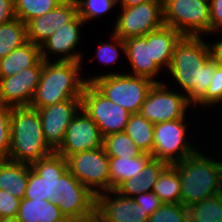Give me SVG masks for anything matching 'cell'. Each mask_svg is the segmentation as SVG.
Here are the masks:
<instances>
[{
	"label": "cell",
	"instance_id": "6da1fadb",
	"mask_svg": "<svg viewBox=\"0 0 222 222\" xmlns=\"http://www.w3.org/2000/svg\"><path fill=\"white\" fill-rule=\"evenodd\" d=\"M204 37L183 36L176 44L168 75L194 106L206 93L215 72L210 42ZM175 82H174V81Z\"/></svg>",
	"mask_w": 222,
	"mask_h": 222
},
{
	"label": "cell",
	"instance_id": "7a4b0ae2",
	"mask_svg": "<svg viewBox=\"0 0 222 222\" xmlns=\"http://www.w3.org/2000/svg\"><path fill=\"white\" fill-rule=\"evenodd\" d=\"M204 148L173 164L180 177L181 203L185 207L222 192V159L204 153L208 149Z\"/></svg>",
	"mask_w": 222,
	"mask_h": 222
},
{
	"label": "cell",
	"instance_id": "3957f363",
	"mask_svg": "<svg viewBox=\"0 0 222 222\" xmlns=\"http://www.w3.org/2000/svg\"><path fill=\"white\" fill-rule=\"evenodd\" d=\"M83 65L75 61L43 60L39 83L30 107L39 109L66 100H81L86 84L81 74Z\"/></svg>",
	"mask_w": 222,
	"mask_h": 222
},
{
	"label": "cell",
	"instance_id": "277c9868",
	"mask_svg": "<svg viewBox=\"0 0 222 222\" xmlns=\"http://www.w3.org/2000/svg\"><path fill=\"white\" fill-rule=\"evenodd\" d=\"M53 152L44 139L38 110L12 107L8 159L31 165Z\"/></svg>",
	"mask_w": 222,
	"mask_h": 222
},
{
	"label": "cell",
	"instance_id": "5b68a950",
	"mask_svg": "<svg viewBox=\"0 0 222 222\" xmlns=\"http://www.w3.org/2000/svg\"><path fill=\"white\" fill-rule=\"evenodd\" d=\"M109 71V72H108ZM85 77L101 94L115 104L120 105L131 114L139 113L149 91L155 84L153 81L139 76H132L125 71H112ZM107 72V73H106Z\"/></svg>",
	"mask_w": 222,
	"mask_h": 222
},
{
	"label": "cell",
	"instance_id": "8992f818",
	"mask_svg": "<svg viewBox=\"0 0 222 222\" xmlns=\"http://www.w3.org/2000/svg\"><path fill=\"white\" fill-rule=\"evenodd\" d=\"M163 22L183 36L209 37L211 35L209 0H163Z\"/></svg>",
	"mask_w": 222,
	"mask_h": 222
},
{
	"label": "cell",
	"instance_id": "52a82bcc",
	"mask_svg": "<svg viewBox=\"0 0 222 222\" xmlns=\"http://www.w3.org/2000/svg\"><path fill=\"white\" fill-rule=\"evenodd\" d=\"M187 122V119H177L154 124L153 151L151 154L153 158L172 165L183 161L201 149L199 146L196 148L195 143H192L194 139L188 138L189 132H192V130L188 131L192 124Z\"/></svg>",
	"mask_w": 222,
	"mask_h": 222
},
{
	"label": "cell",
	"instance_id": "ba28073f",
	"mask_svg": "<svg viewBox=\"0 0 222 222\" xmlns=\"http://www.w3.org/2000/svg\"><path fill=\"white\" fill-rule=\"evenodd\" d=\"M70 222H94L96 196L66 170L57 180L52 201Z\"/></svg>",
	"mask_w": 222,
	"mask_h": 222
},
{
	"label": "cell",
	"instance_id": "9c48e42d",
	"mask_svg": "<svg viewBox=\"0 0 222 222\" xmlns=\"http://www.w3.org/2000/svg\"><path fill=\"white\" fill-rule=\"evenodd\" d=\"M172 86L167 82L155 83L139 114L153 124L187 119L190 116L188 109L193 106L187 101L185 94L173 88L170 89Z\"/></svg>",
	"mask_w": 222,
	"mask_h": 222
},
{
	"label": "cell",
	"instance_id": "30bf717a",
	"mask_svg": "<svg viewBox=\"0 0 222 222\" xmlns=\"http://www.w3.org/2000/svg\"><path fill=\"white\" fill-rule=\"evenodd\" d=\"M111 32L122 40L142 37L161 28L163 22V1H149L132 7H118Z\"/></svg>",
	"mask_w": 222,
	"mask_h": 222
},
{
	"label": "cell",
	"instance_id": "8fae6325",
	"mask_svg": "<svg viewBox=\"0 0 222 222\" xmlns=\"http://www.w3.org/2000/svg\"><path fill=\"white\" fill-rule=\"evenodd\" d=\"M67 170L95 196L110 190L109 157L104 147L66 157Z\"/></svg>",
	"mask_w": 222,
	"mask_h": 222
},
{
	"label": "cell",
	"instance_id": "7c38bea8",
	"mask_svg": "<svg viewBox=\"0 0 222 222\" xmlns=\"http://www.w3.org/2000/svg\"><path fill=\"white\" fill-rule=\"evenodd\" d=\"M81 108L96 123L103 137L124 132L131 113L107 99L91 83H86Z\"/></svg>",
	"mask_w": 222,
	"mask_h": 222
},
{
	"label": "cell",
	"instance_id": "4fadbf2b",
	"mask_svg": "<svg viewBox=\"0 0 222 222\" xmlns=\"http://www.w3.org/2000/svg\"><path fill=\"white\" fill-rule=\"evenodd\" d=\"M85 22L77 15L71 22L56 30L41 46V59L44 61H75L84 59L79 44L82 41V28ZM78 49V50H76ZM57 57L55 59V57ZM52 57V58H51ZM54 58V59H53Z\"/></svg>",
	"mask_w": 222,
	"mask_h": 222
},
{
	"label": "cell",
	"instance_id": "5bb4252c",
	"mask_svg": "<svg viewBox=\"0 0 222 222\" xmlns=\"http://www.w3.org/2000/svg\"><path fill=\"white\" fill-rule=\"evenodd\" d=\"M149 215L134 198L115 189L96 195L95 222H148Z\"/></svg>",
	"mask_w": 222,
	"mask_h": 222
},
{
	"label": "cell",
	"instance_id": "9a60e30c",
	"mask_svg": "<svg viewBox=\"0 0 222 222\" xmlns=\"http://www.w3.org/2000/svg\"><path fill=\"white\" fill-rule=\"evenodd\" d=\"M104 137L96 123L81 108L66 129L65 137L56 153L66 158L75 153L103 146Z\"/></svg>",
	"mask_w": 222,
	"mask_h": 222
},
{
	"label": "cell",
	"instance_id": "2e32d148",
	"mask_svg": "<svg viewBox=\"0 0 222 222\" xmlns=\"http://www.w3.org/2000/svg\"><path fill=\"white\" fill-rule=\"evenodd\" d=\"M42 68L43 59L13 76L0 78V102L11 107L30 106Z\"/></svg>",
	"mask_w": 222,
	"mask_h": 222
},
{
	"label": "cell",
	"instance_id": "e0dca14e",
	"mask_svg": "<svg viewBox=\"0 0 222 222\" xmlns=\"http://www.w3.org/2000/svg\"><path fill=\"white\" fill-rule=\"evenodd\" d=\"M81 109V100H66L37 109L45 141L55 151L63 142L66 129Z\"/></svg>",
	"mask_w": 222,
	"mask_h": 222
},
{
	"label": "cell",
	"instance_id": "ac0fdd59",
	"mask_svg": "<svg viewBox=\"0 0 222 222\" xmlns=\"http://www.w3.org/2000/svg\"><path fill=\"white\" fill-rule=\"evenodd\" d=\"M78 15L76 0H64L55 9L31 19L27 24V39L41 46L56 30Z\"/></svg>",
	"mask_w": 222,
	"mask_h": 222
},
{
	"label": "cell",
	"instance_id": "d6986e66",
	"mask_svg": "<svg viewBox=\"0 0 222 222\" xmlns=\"http://www.w3.org/2000/svg\"><path fill=\"white\" fill-rule=\"evenodd\" d=\"M125 57L131 66L129 72H125L132 76L147 78L154 83H163V79L158 76L163 73L162 69L153 60L152 51V31L142 37H133L124 40ZM131 71V72H130ZM159 80H157V79Z\"/></svg>",
	"mask_w": 222,
	"mask_h": 222
},
{
	"label": "cell",
	"instance_id": "ffe728a7",
	"mask_svg": "<svg viewBox=\"0 0 222 222\" xmlns=\"http://www.w3.org/2000/svg\"><path fill=\"white\" fill-rule=\"evenodd\" d=\"M169 164L165 161L152 158L136 177L125 180L117 189L121 195L134 198L141 193L153 190L162 171Z\"/></svg>",
	"mask_w": 222,
	"mask_h": 222
},
{
	"label": "cell",
	"instance_id": "44dd1931",
	"mask_svg": "<svg viewBox=\"0 0 222 222\" xmlns=\"http://www.w3.org/2000/svg\"><path fill=\"white\" fill-rule=\"evenodd\" d=\"M18 222H70L52 201L23 198L17 214Z\"/></svg>",
	"mask_w": 222,
	"mask_h": 222
},
{
	"label": "cell",
	"instance_id": "7402d4cb",
	"mask_svg": "<svg viewBox=\"0 0 222 222\" xmlns=\"http://www.w3.org/2000/svg\"><path fill=\"white\" fill-rule=\"evenodd\" d=\"M29 164L0 160V190L19 199L24 198L28 184Z\"/></svg>",
	"mask_w": 222,
	"mask_h": 222
},
{
	"label": "cell",
	"instance_id": "603a6c76",
	"mask_svg": "<svg viewBox=\"0 0 222 222\" xmlns=\"http://www.w3.org/2000/svg\"><path fill=\"white\" fill-rule=\"evenodd\" d=\"M182 37L179 31L166 25L152 31L153 60L163 71H168L175 46Z\"/></svg>",
	"mask_w": 222,
	"mask_h": 222
},
{
	"label": "cell",
	"instance_id": "cb8c5ba5",
	"mask_svg": "<svg viewBox=\"0 0 222 222\" xmlns=\"http://www.w3.org/2000/svg\"><path fill=\"white\" fill-rule=\"evenodd\" d=\"M40 60V47L28 41L0 59V78L13 76L23 69L35 66Z\"/></svg>",
	"mask_w": 222,
	"mask_h": 222
},
{
	"label": "cell",
	"instance_id": "d4e9b609",
	"mask_svg": "<svg viewBox=\"0 0 222 222\" xmlns=\"http://www.w3.org/2000/svg\"><path fill=\"white\" fill-rule=\"evenodd\" d=\"M152 158L148 153L132 158L109 157L110 190H116L125 180L136 177Z\"/></svg>",
	"mask_w": 222,
	"mask_h": 222
},
{
	"label": "cell",
	"instance_id": "484cf974",
	"mask_svg": "<svg viewBox=\"0 0 222 222\" xmlns=\"http://www.w3.org/2000/svg\"><path fill=\"white\" fill-rule=\"evenodd\" d=\"M31 168L45 179L46 197L48 201L56 198L57 180L67 170L66 158L55 151L30 165Z\"/></svg>",
	"mask_w": 222,
	"mask_h": 222
},
{
	"label": "cell",
	"instance_id": "4316f807",
	"mask_svg": "<svg viewBox=\"0 0 222 222\" xmlns=\"http://www.w3.org/2000/svg\"><path fill=\"white\" fill-rule=\"evenodd\" d=\"M124 132L134 141L143 153L152 154L154 124L139 113L131 114Z\"/></svg>",
	"mask_w": 222,
	"mask_h": 222
},
{
	"label": "cell",
	"instance_id": "83f0119b",
	"mask_svg": "<svg viewBox=\"0 0 222 222\" xmlns=\"http://www.w3.org/2000/svg\"><path fill=\"white\" fill-rule=\"evenodd\" d=\"M152 191L163 203H181L180 177L173 164L162 171Z\"/></svg>",
	"mask_w": 222,
	"mask_h": 222
},
{
	"label": "cell",
	"instance_id": "f1b7e54d",
	"mask_svg": "<svg viewBox=\"0 0 222 222\" xmlns=\"http://www.w3.org/2000/svg\"><path fill=\"white\" fill-rule=\"evenodd\" d=\"M28 42L26 24L15 18L0 25V59Z\"/></svg>",
	"mask_w": 222,
	"mask_h": 222
},
{
	"label": "cell",
	"instance_id": "f546056e",
	"mask_svg": "<svg viewBox=\"0 0 222 222\" xmlns=\"http://www.w3.org/2000/svg\"><path fill=\"white\" fill-rule=\"evenodd\" d=\"M189 222H222V192L187 207Z\"/></svg>",
	"mask_w": 222,
	"mask_h": 222
},
{
	"label": "cell",
	"instance_id": "4dcf8cb0",
	"mask_svg": "<svg viewBox=\"0 0 222 222\" xmlns=\"http://www.w3.org/2000/svg\"><path fill=\"white\" fill-rule=\"evenodd\" d=\"M103 147L108 157L132 158L143 154L125 132L112 133L105 136Z\"/></svg>",
	"mask_w": 222,
	"mask_h": 222
},
{
	"label": "cell",
	"instance_id": "1f68e13d",
	"mask_svg": "<svg viewBox=\"0 0 222 222\" xmlns=\"http://www.w3.org/2000/svg\"><path fill=\"white\" fill-rule=\"evenodd\" d=\"M64 0H14L16 18L27 24L31 19L55 9Z\"/></svg>",
	"mask_w": 222,
	"mask_h": 222
},
{
	"label": "cell",
	"instance_id": "d6a6232c",
	"mask_svg": "<svg viewBox=\"0 0 222 222\" xmlns=\"http://www.w3.org/2000/svg\"><path fill=\"white\" fill-rule=\"evenodd\" d=\"M76 3L78 15L86 24L118 8V0H76Z\"/></svg>",
	"mask_w": 222,
	"mask_h": 222
},
{
	"label": "cell",
	"instance_id": "836d02e7",
	"mask_svg": "<svg viewBox=\"0 0 222 222\" xmlns=\"http://www.w3.org/2000/svg\"><path fill=\"white\" fill-rule=\"evenodd\" d=\"M110 41L98 44L96 52V59L101 62L104 66L107 65L106 68L113 67L115 62H117L120 58V54L122 53L125 55V44L124 40L110 32ZM112 65V66H111Z\"/></svg>",
	"mask_w": 222,
	"mask_h": 222
},
{
	"label": "cell",
	"instance_id": "e575fe53",
	"mask_svg": "<svg viewBox=\"0 0 222 222\" xmlns=\"http://www.w3.org/2000/svg\"><path fill=\"white\" fill-rule=\"evenodd\" d=\"M148 222H189L187 207L182 203H164L149 216Z\"/></svg>",
	"mask_w": 222,
	"mask_h": 222
},
{
	"label": "cell",
	"instance_id": "d590c367",
	"mask_svg": "<svg viewBox=\"0 0 222 222\" xmlns=\"http://www.w3.org/2000/svg\"><path fill=\"white\" fill-rule=\"evenodd\" d=\"M222 105V65L218 64L215 60V72L213 74L212 82L205 93V95L193 106L191 109L199 108L202 106L204 108H213L218 104Z\"/></svg>",
	"mask_w": 222,
	"mask_h": 222
},
{
	"label": "cell",
	"instance_id": "8d00e7d4",
	"mask_svg": "<svg viewBox=\"0 0 222 222\" xmlns=\"http://www.w3.org/2000/svg\"><path fill=\"white\" fill-rule=\"evenodd\" d=\"M12 107L0 102V160H8Z\"/></svg>",
	"mask_w": 222,
	"mask_h": 222
},
{
	"label": "cell",
	"instance_id": "74e56055",
	"mask_svg": "<svg viewBox=\"0 0 222 222\" xmlns=\"http://www.w3.org/2000/svg\"><path fill=\"white\" fill-rule=\"evenodd\" d=\"M24 198L48 201V197H46L45 179L41 178L31 168L30 165H29L28 184L25 190Z\"/></svg>",
	"mask_w": 222,
	"mask_h": 222
},
{
	"label": "cell",
	"instance_id": "f35d334b",
	"mask_svg": "<svg viewBox=\"0 0 222 222\" xmlns=\"http://www.w3.org/2000/svg\"><path fill=\"white\" fill-rule=\"evenodd\" d=\"M21 199L0 190V218L17 217Z\"/></svg>",
	"mask_w": 222,
	"mask_h": 222
},
{
	"label": "cell",
	"instance_id": "ab89813d",
	"mask_svg": "<svg viewBox=\"0 0 222 222\" xmlns=\"http://www.w3.org/2000/svg\"><path fill=\"white\" fill-rule=\"evenodd\" d=\"M134 200L149 216L164 204L153 191L136 195Z\"/></svg>",
	"mask_w": 222,
	"mask_h": 222
},
{
	"label": "cell",
	"instance_id": "60d3db41",
	"mask_svg": "<svg viewBox=\"0 0 222 222\" xmlns=\"http://www.w3.org/2000/svg\"><path fill=\"white\" fill-rule=\"evenodd\" d=\"M209 3L211 11V35H221L219 32H222V0H209Z\"/></svg>",
	"mask_w": 222,
	"mask_h": 222
},
{
	"label": "cell",
	"instance_id": "b9f144b4",
	"mask_svg": "<svg viewBox=\"0 0 222 222\" xmlns=\"http://www.w3.org/2000/svg\"><path fill=\"white\" fill-rule=\"evenodd\" d=\"M15 18L14 0H0V25Z\"/></svg>",
	"mask_w": 222,
	"mask_h": 222
},
{
	"label": "cell",
	"instance_id": "7bdbcfd3",
	"mask_svg": "<svg viewBox=\"0 0 222 222\" xmlns=\"http://www.w3.org/2000/svg\"><path fill=\"white\" fill-rule=\"evenodd\" d=\"M222 36L220 38H217V41L215 42L216 39H214L213 43L210 42L211 45V51H212V56L216 60V62L220 65H222Z\"/></svg>",
	"mask_w": 222,
	"mask_h": 222
},
{
	"label": "cell",
	"instance_id": "ee69618b",
	"mask_svg": "<svg viewBox=\"0 0 222 222\" xmlns=\"http://www.w3.org/2000/svg\"><path fill=\"white\" fill-rule=\"evenodd\" d=\"M149 1H163V0H118V4L120 5V7H132Z\"/></svg>",
	"mask_w": 222,
	"mask_h": 222
},
{
	"label": "cell",
	"instance_id": "f6af8a7d",
	"mask_svg": "<svg viewBox=\"0 0 222 222\" xmlns=\"http://www.w3.org/2000/svg\"><path fill=\"white\" fill-rule=\"evenodd\" d=\"M0 222H18L16 217H3L0 218Z\"/></svg>",
	"mask_w": 222,
	"mask_h": 222
}]
</instances>
